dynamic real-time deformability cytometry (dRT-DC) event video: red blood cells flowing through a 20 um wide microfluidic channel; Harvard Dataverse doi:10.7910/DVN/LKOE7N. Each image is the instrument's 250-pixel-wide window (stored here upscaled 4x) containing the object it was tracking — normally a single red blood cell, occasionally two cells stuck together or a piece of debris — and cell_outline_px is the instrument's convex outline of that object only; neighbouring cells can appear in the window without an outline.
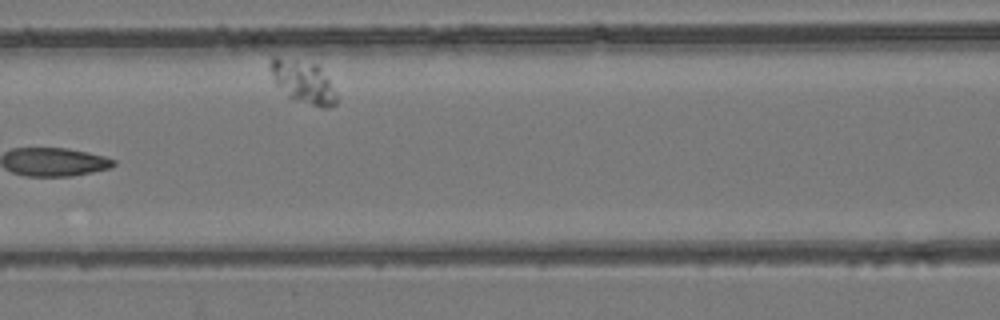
{"species": "common noctule bat (a hibernating species)", "species_latin": "Nyctalus noctula", "temperature_condition": "room temperature", "stored_images_in_passage": 8, "camera_frame_rate_fps": 3000, "um_per_image_px": 0.085, "animal": {"sex": "female", "body_mass_g": 24.6, "forearm_length_mm": 56.2}, "frame": {"image": 1, "passage_image": 8, "time_ms": 8.333, "image_size_px": [1000, 320], "cell_outline_px": [[336, 104], [332, 108], [320, 108], [288, 96], [272, 80], [268, 64], [272, 56], [276, 56], [316, 64], [320, 68], [336, 92]], "centroid_in_image_um": [25.73, 6.95], "position_along_channel_um": 140.9, "area_um2": 16.42}}